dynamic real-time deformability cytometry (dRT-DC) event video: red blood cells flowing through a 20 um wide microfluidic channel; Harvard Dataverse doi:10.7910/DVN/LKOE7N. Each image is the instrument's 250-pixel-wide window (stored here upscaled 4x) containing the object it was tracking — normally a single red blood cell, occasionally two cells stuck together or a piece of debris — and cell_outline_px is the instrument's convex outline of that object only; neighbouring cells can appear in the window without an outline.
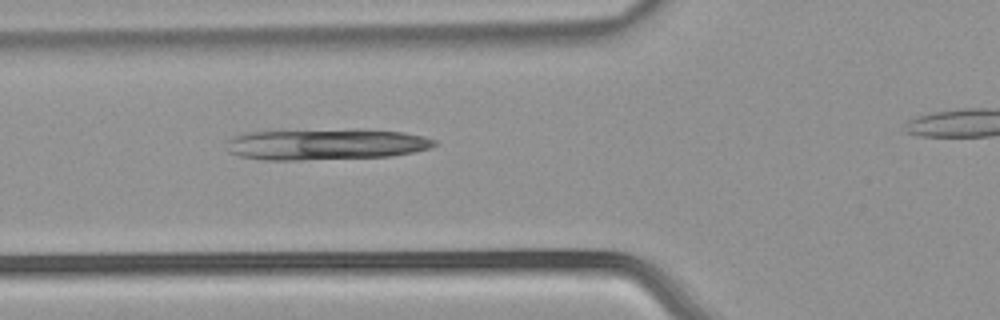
{"species": "common noctule bat (a hibernating species)", "species_latin": "Nyctalus noctula", "temperature_condition": "warm", "stored_images_in_passage": 3, "camera_frame_rate_fps": 3000, "um_per_image_px": 0.085, "animal": {"sex": "male", "body_mass_g": 21.5, "forearm_length_mm": 52.0}, "frame": {"image": 1, "passage_image": 2, "time_ms": 0.333, "image_size_px": [1000, 320], "cell_outline_px": [[436, 144], [432, 148], [392, 156], [296, 160], [264, 160], [240, 156], [228, 152], [228, 140], [232, 136], [244, 132], [352, 128], [356, 128], [404, 132], [424, 136], [436, 140]], "centroid_in_image_um": [27.71, 12.24], "position_along_channel_um": 98.1, "area_um2": 38.32}}